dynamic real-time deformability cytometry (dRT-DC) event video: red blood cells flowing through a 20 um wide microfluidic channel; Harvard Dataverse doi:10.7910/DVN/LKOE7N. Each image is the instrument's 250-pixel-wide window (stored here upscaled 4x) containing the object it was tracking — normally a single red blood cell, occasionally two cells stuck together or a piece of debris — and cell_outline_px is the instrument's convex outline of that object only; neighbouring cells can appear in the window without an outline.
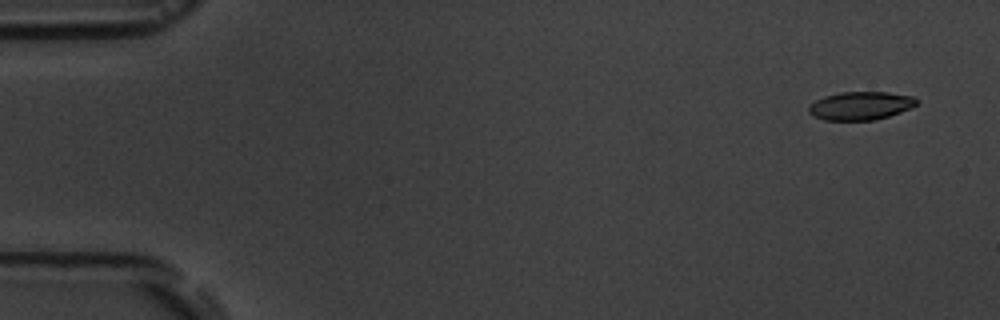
{"species": "common noctule bat (a hibernating species)", "species_latin": "Nyctalus noctula", "temperature_condition": "room temperature", "stored_images_in_passage": 4, "camera_frame_rate_fps": 3000, "um_per_image_px": 0.085, "animal": {"sex": "male", "body_mass_g": 19.5, "forearm_length_mm": 54.6}, "frame": {"image": 1, "passage_image": 1, "time_ms": 0.0, "image_size_px": [1000, 320], "cell_outline_px": [[920, 100], [912, 108], [876, 120], [824, 120], [812, 116], [808, 112], [808, 104], [824, 96], [840, 92], [888, 92], [916, 96]], "centroid_in_image_um": [73.16, 8.98], "position_along_channel_um": 11.8, "area_um2": 18.09}}